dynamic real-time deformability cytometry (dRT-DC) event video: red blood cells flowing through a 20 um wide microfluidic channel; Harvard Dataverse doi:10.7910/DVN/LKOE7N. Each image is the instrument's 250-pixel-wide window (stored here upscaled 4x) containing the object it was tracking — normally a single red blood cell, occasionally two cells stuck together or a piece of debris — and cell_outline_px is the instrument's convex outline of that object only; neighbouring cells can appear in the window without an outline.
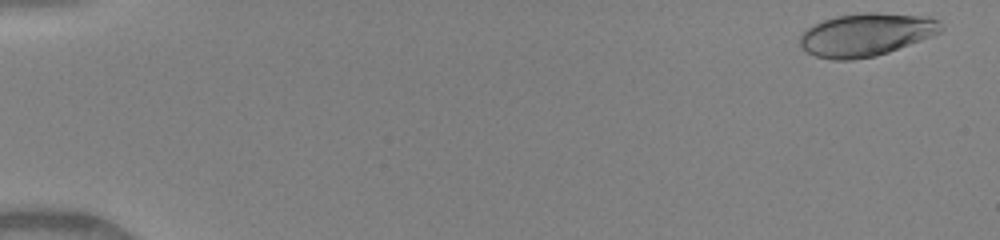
{"species": "human", "species_latin": "Homo sapiens", "temperature_condition": "warm", "stored_images_in_passage": 49, "camera_frame_rate_fps": 3000, "um_per_image_px": 0.085, "donor": {"sex": "female"}, "frame": {"image": 1, "passage_image": 2, "time_ms": 0.333, "image_size_px": [1000, 240], "cell_outline_px": [[944, 28], [940, 32], [920, 40], [888, 52], [876, 56], [852, 60], [832, 60], [816, 56], [800, 48], [800, 36], [808, 28], [824, 20], [836, 16], [864, 12], [876, 12], [928, 16], [940, 20]], "centroid_in_image_um": [73.63, 2.94], "position_along_channel_um": 11.4, "area_um2": 35.26}}
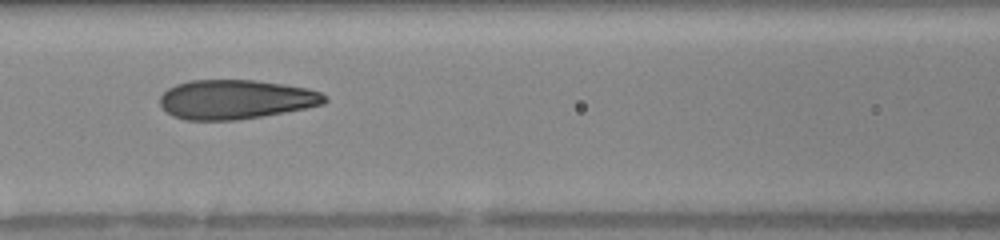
{"frame": {"image": 2, "passage_image": 23, "time_ms": 7.333, "image_size_px": [1000, 240], "cell_outline_px": [[328, 100], [324, 104], [284, 112], [236, 120], [184, 120], [172, 116], [160, 104], [160, 96], [168, 88], [176, 84], [188, 80], [256, 80], [284, 84], [308, 88], [320, 92], [328, 96]], "centroid_in_image_um": [20.04, 8.44], "position_along_channel_um": 146.6, "area_um2": 37.8}}
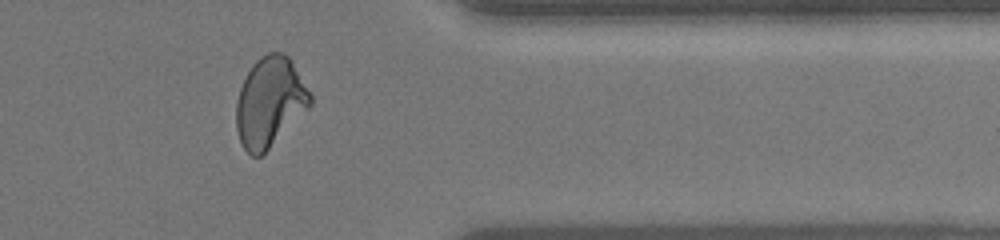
{"frame": {"image": 3, "passage_image": 41, "time_ms": 13.333, "image_size_px": [1000, 240], "cell_outline_px": [[312, 104], [260, 156], [252, 156], [244, 148], [240, 140], [236, 128], [236, 100], [240, 88], [252, 64], [260, 56], [268, 52], [284, 52], [288, 56], [312, 96]], "centroid_in_image_um": [22.91, 8.64], "position_along_channel_um": 388.5, "area_um2": 38.03}, "authors_computed_cell_mechanics": {"area_um2": 37.4544, "velocity_mm_per_s": 4.1834, "shape_relaxation_time_tau1_ms": 5.8368, "shape_relaxation_time_tau2_ms": 0.712, "deformation_change_tau1": 0.2228, "deformation_change_tau2": 0.0749}}